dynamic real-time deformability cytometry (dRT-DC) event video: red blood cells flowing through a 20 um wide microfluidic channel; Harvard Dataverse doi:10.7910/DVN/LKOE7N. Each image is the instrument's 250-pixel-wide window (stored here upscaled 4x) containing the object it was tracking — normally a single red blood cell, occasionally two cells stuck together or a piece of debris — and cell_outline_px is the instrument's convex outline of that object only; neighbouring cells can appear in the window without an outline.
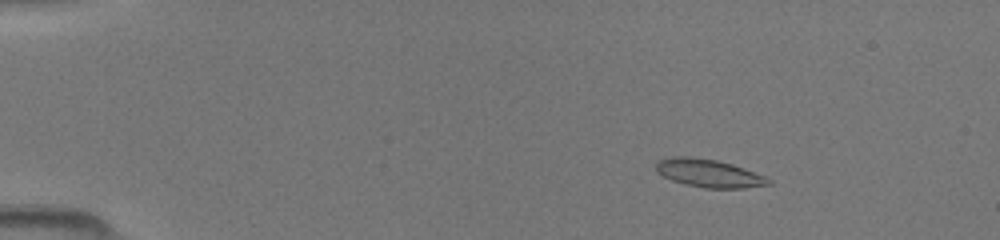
{"species": "common noctule bat (a hibernating species)", "species_latin": "Nyctalus noctula", "temperature_condition": "room temperature", "stored_images_in_passage": 49, "camera_frame_rate_fps": 3000, "um_per_image_px": 0.085, "animal": {"sex": "female", "body_mass_g": 19.5, "forearm_length_mm": 54.1}, "frame": {"image": 1, "passage_image": 8, "time_ms": 2.333, "image_size_px": [1000, 240], "cell_outline_px": [[772, 184], [744, 188], [704, 188], [672, 180], [656, 172], [656, 164], [660, 160], [676, 156], [688, 156], [716, 160], [732, 164], [744, 168], [764, 176], [772, 180]], "centroid_in_image_um": [60.28, 14.73], "position_along_channel_um": 24.7, "area_um2": 18.15}}
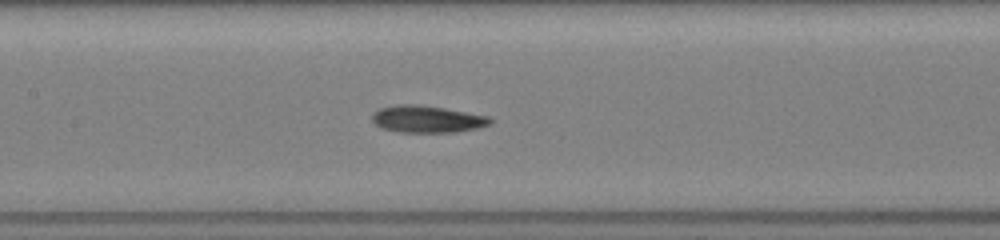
{"frame": {"image": 2, "passage_image": 25, "time_ms": 8.0, "image_size_px": [1000, 240], "cell_outline_px": [[492, 124], [476, 128], [456, 132], [396, 132], [380, 128], [372, 120], [372, 112], [380, 108], [396, 104], [416, 104], [444, 108], [488, 116], [492, 120]], "centroid_in_image_um": [36.26, 10.12], "position_along_channel_um": 171.1, "area_um2": 18.67}}
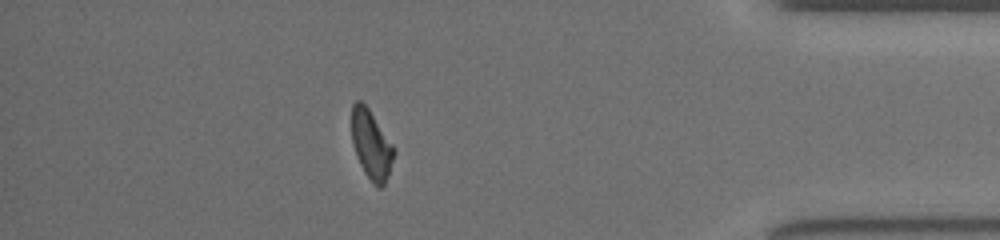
{"frame": {"image": 3, "passage_image": 44, "time_ms": 14.333, "image_size_px": [1000, 240], "cell_outline_px": [[396, 152], [388, 176], [384, 184], [380, 188], [372, 184], [364, 172], [356, 156], [352, 144], [352, 104], [356, 100], [360, 100], [368, 108], [396, 148]], "centroid_in_image_um": [31.57, 12.32], "position_along_channel_um": 403.6, "area_um2": 17.17}}